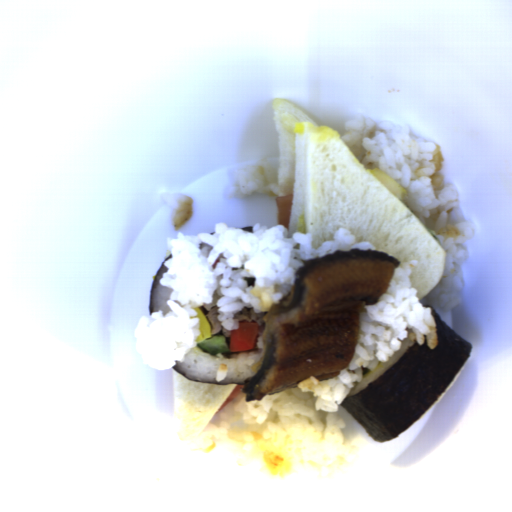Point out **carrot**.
Returning <instances> with one entry per match:
<instances>
[{
    "instance_id": "obj_1",
    "label": "carrot",
    "mask_w": 512,
    "mask_h": 512,
    "mask_svg": "<svg viewBox=\"0 0 512 512\" xmlns=\"http://www.w3.org/2000/svg\"><path fill=\"white\" fill-rule=\"evenodd\" d=\"M259 339L258 323L238 322V329L230 332V352L242 353L256 349Z\"/></svg>"
}]
</instances>
